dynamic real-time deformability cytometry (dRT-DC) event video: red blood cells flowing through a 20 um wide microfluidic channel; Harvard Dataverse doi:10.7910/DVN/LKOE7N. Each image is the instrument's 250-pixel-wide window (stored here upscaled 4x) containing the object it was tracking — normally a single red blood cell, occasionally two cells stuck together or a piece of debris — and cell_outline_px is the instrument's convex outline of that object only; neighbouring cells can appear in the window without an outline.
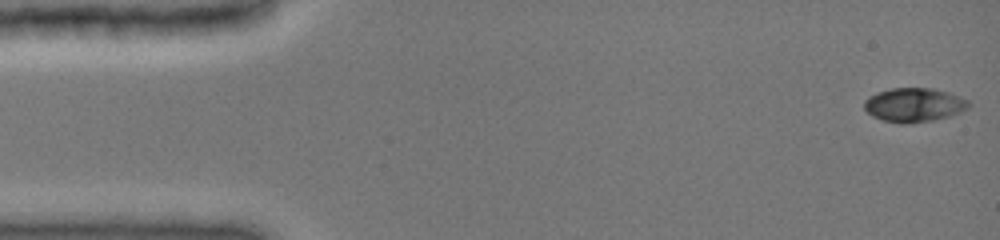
{"species": "common noctule bat (a hibernating species)", "species_latin": "Nyctalus noctula", "temperature_condition": "cold", "stored_images_in_passage": 47, "camera_frame_rate_fps": 3000, "um_per_image_px": 0.085, "animal": {"sex": "female", "body_mass_g": 19.0, "forearm_length_mm": 51.5}, "frame": {"image": 1, "passage_image": 1, "time_ms": 0.0, "image_size_px": [1000, 240], "cell_outline_px": [[972, 104], [968, 108], [960, 112], [948, 116], [932, 120], [908, 124], [900, 124], [884, 120], [872, 116], [864, 108], [864, 100], [868, 96], [876, 92], [892, 88], [932, 88], [948, 92], [960, 96], [968, 100]], "centroid_in_image_um": [77.69, 8.91], "position_along_channel_um": 7.3, "area_um2": 20.81}}
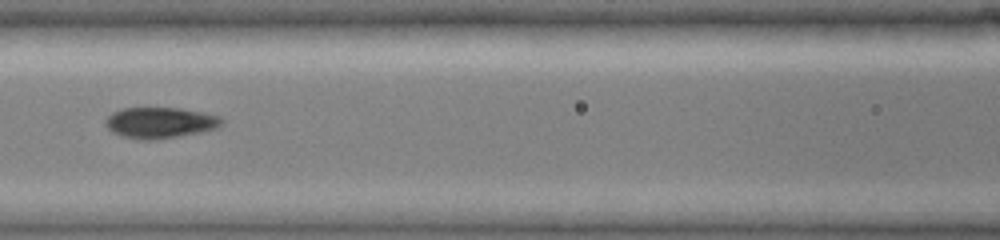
{"frame": {"image": 2, "passage_image": 21, "time_ms": 6.667, "image_size_px": [1000, 240], "cell_outline_px": [[224, 120], [216, 128], [200, 132], [152, 140], [140, 140], [120, 136], [112, 132], [104, 124], [104, 120], [112, 112], [124, 108], [180, 108], [204, 112], [220, 116]], "centroid_in_image_um": [13.57, 10.42], "position_along_channel_um": 153.0, "area_um2": 20.98}}
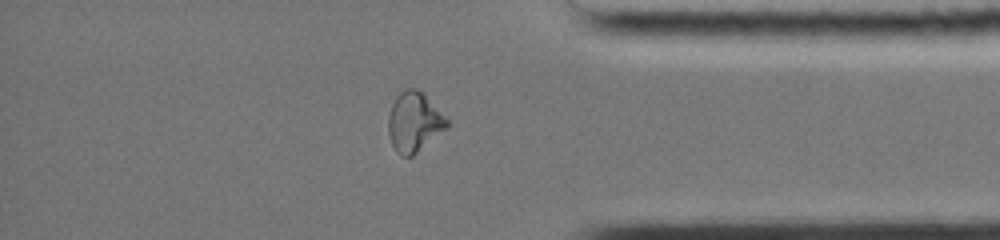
{"frame": {"image": 3, "passage_image": 40, "time_ms": 13.0, "image_size_px": [1000, 240], "cell_outline_px": [[448, 128], [412, 156], [404, 156], [396, 152], [392, 144], [388, 132], [388, 116], [392, 104], [396, 96], [400, 92], [408, 88], [416, 88], [424, 92], [448, 120]], "centroid_in_image_um": [35.21, 10.35], "position_along_channel_um": 400.0, "area_um2": 20.46}, "authors_computed_cell_mechanics": {"area_um2": 20.519, "velocity_mm_per_s": 4.0042, "shape_relaxation_time_tau1_ms": 7.378, "shape_relaxation_time_tau2_ms": 2.5682, "deformation_change_tau1": 0.2398, "deformation_change_tau2": 0.0564}}